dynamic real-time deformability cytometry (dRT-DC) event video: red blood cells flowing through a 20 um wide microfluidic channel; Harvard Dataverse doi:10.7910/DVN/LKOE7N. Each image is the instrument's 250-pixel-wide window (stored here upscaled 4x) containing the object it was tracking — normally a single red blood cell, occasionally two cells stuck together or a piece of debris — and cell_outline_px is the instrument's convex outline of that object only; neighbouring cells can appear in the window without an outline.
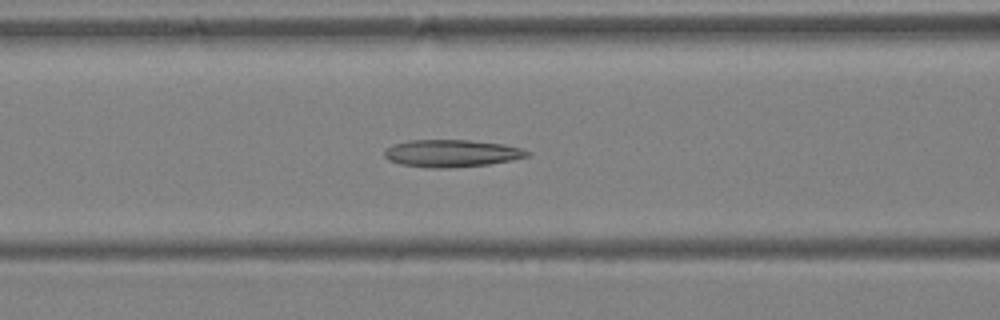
{"species": "Egyptian fruit bat (a non-hibernating species)", "species_latin": "Rousettus aegyptiacus", "temperature_condition": "warm", "stored_images_in_passage": 41, "camera_frame_rate_fps": 3000, "um_per_image_px": 0.085, "animal": {"sex": "female"}, "frame": {"image": 1, "passage_image": 17, "time_ms": 5.333, "image_size_px": [1000, 320], "cell_outline_px": [[532, 152], [528, 156], [512, 160], [488, 164], [448, 168], [428, 168], [400, 164], [388, 160], [384, 156], [384, 152], [392, 144], [408, 140], [468, 140], [504, 144], [520, 148]], "centroid_in_image_um": [38.37, 13.03], "position_along_channel_um": 128.2, "area_um2": 22.77}}
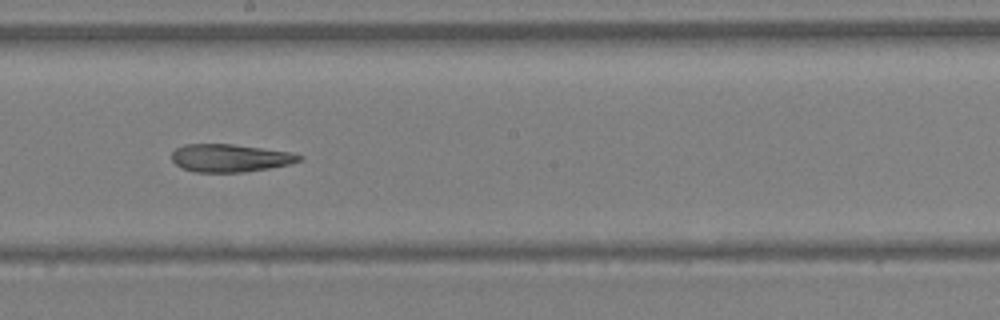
{"frame": {"image": 2, "passage_image": 23, "time_ms": 7.333, "image_size_px": [1000, 320], "cell_outline_px": [[304, 156], [300, 160], [288, 164], [268, 168], [244, 172], [196, 172], [180, 168], [172, 160], [172, 152], [176, 148], [184, 144], [232, 144], [292, 152]], "centroid_in_image_um": [19.53, 13.43], "position_along_channel_um": 228.7, "area_um2": 20.63}}
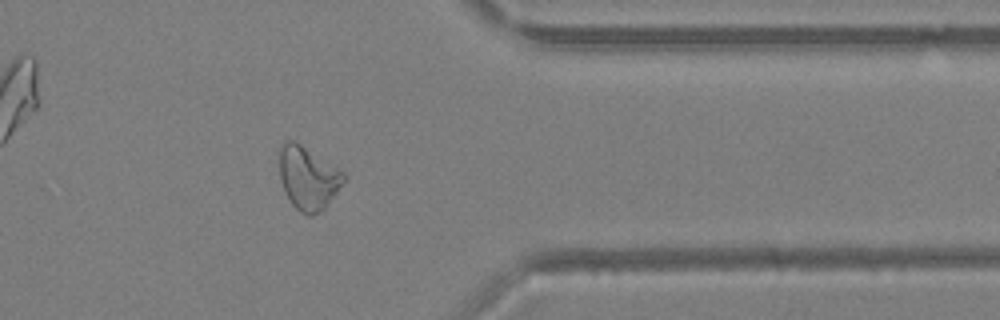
{"frame": {"image": 3, "passage_image": 33, "time_ms": 10.667, "image_size_px": [1000, 320], "cell_outline_px": [[344, 180], [336, 192], [324, 208], [320, 212], [312, 216], [308, 216], [300, 212], [292, 204], [284, 192], [280, 180], [280, 144], [288, 140], [296, 140], [344, 172]], "centroid_in_image_um": [26.15, 15.12], "position_along_channel_um": 385.3, "area_um2": 23.58}}